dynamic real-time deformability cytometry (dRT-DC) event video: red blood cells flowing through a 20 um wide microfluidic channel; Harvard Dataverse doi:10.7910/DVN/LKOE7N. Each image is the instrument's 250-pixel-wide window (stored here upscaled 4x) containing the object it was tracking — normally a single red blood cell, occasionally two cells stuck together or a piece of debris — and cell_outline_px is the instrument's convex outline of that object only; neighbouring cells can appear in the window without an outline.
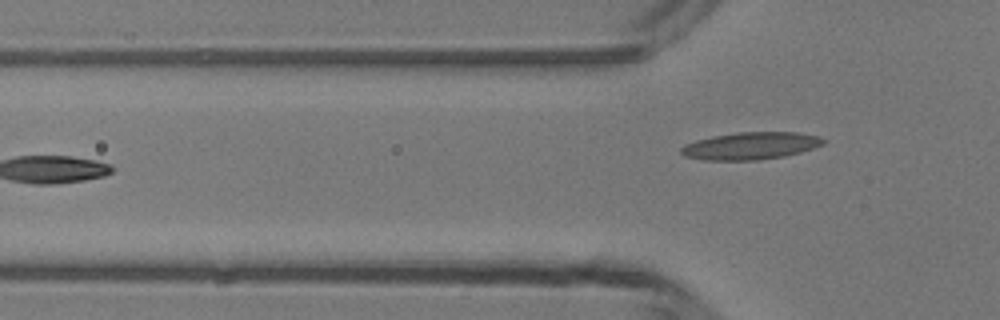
{"species": "common noctule bat (a hibernating species)", "species_latin": "Nyctalus noctula", "temperature_condition": "room temperature", "stored_images_in_passage": 5, "camera_frame_rate_fps": 3000, "um_per_image_px": 0.085, "animal": {"sex": "male", "body_mass_g": 13.3}, "frame": {"image": 1, "passage_image": 5, "time_ms": 4.667, "image_size_px": [1000, 320], "cell_outline_px": [[828, 140], [824, 144], [800, 152], [784, 156], [756, 160], [704, 160], [684, 156], [680, 152], [680, 148], [684, 144], [696, 140], [712, 136], [740, 132], [796, 132], [820, 136]], "centroid_in_image_um": [63.8, 12.39], "position_along_channel_um": 62.0, "area_um2": 22.72}}